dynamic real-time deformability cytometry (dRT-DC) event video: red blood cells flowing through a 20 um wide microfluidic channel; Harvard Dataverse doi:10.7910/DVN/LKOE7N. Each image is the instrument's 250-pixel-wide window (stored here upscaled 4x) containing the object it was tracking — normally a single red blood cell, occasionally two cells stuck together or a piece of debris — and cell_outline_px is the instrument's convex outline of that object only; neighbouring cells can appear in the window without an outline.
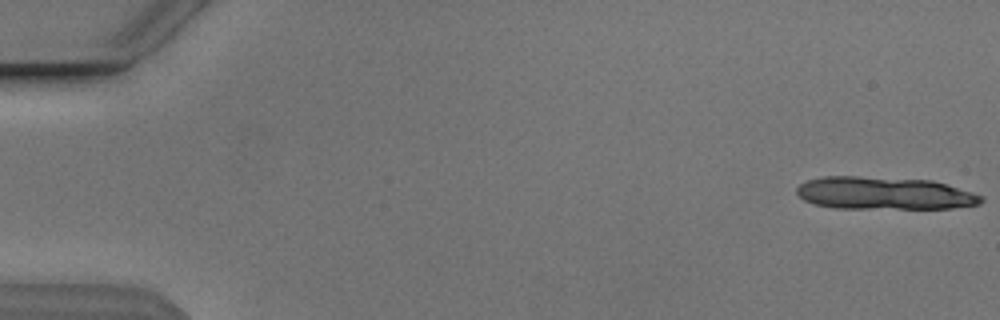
{"species": "Egyptian fruit bat (a non-hibernating species)", "species_latin": "Rousettus aegyptiacus", "temperature_condition": "cold", "stored_images_in_passage": 12, "camera_frame_rate_fps": 3000, "um_per_image_px": 0.085, "animal": {"sex": "male"}, "frame": {"image": 1, "passage_image": 1, "time_ms": 0.0, "image_size_px": [1000, 320], "cell_outline_px": [[984, 200], [980, 204], [952, 208], [836, 208], [816, 204], [804, 200], [796, 192], [796, 188], [800, 184], [808, 180], [824, 176], [856, 176], [932, 180], [972, 192], [984, 196]], "centroid_in_image_um": [75.17, 16.42], "position_along_channel_um": 9.8, "area_um2": 34.97}}